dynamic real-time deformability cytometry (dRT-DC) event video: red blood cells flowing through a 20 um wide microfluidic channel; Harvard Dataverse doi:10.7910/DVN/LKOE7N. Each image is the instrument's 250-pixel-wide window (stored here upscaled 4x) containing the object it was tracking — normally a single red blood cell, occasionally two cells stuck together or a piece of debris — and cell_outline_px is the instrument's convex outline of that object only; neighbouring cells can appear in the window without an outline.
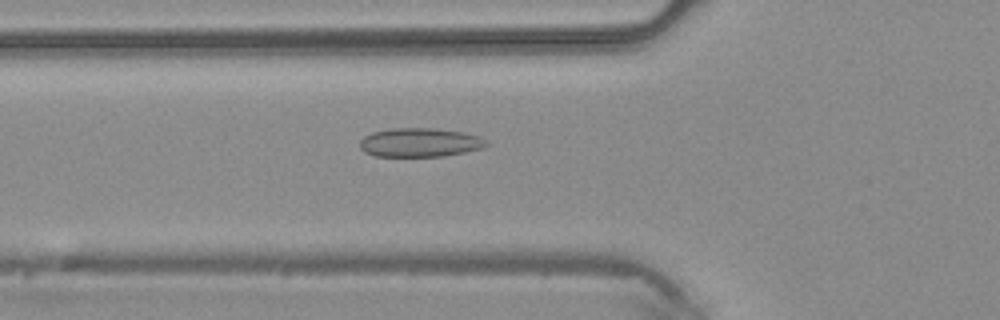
{"species": "common noctule bat (a hibernating species)", "species_latin": "Nyctalus noctula", "temperature_condition": "warm", "stored_images_in_passage": 36, "camera_frame_rate_fps": 3000, "um_per_image_px": 0.085, "animal": {"sex": "male", "body_mass_g": 20.4}, "frame": {"image": 1, "passage_image": 7, "time_ms": 2.0, "image_size_px": [1000, 320], "cell_outline_px": [[488, 144], [484, 148], [444, 156], [376, 156], [364, 152], [360, 148], [360, 140], [364, 136], [372, 132], [392, 128], [432, 128], [464, 132], [480, 136], [488, 140]], "centroid_in_image_um": [35.71, 12.1], "position_along_channel_um": 90.1, "area_um2": 21.44}}
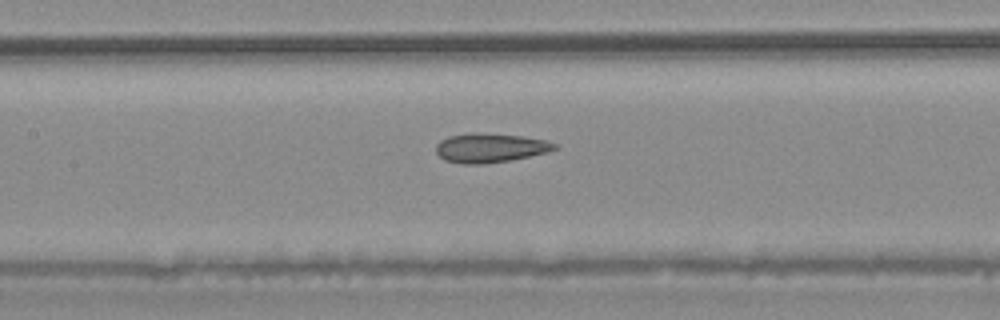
{"frame": {"image": 2, "passage_image": 12, "time_ms": 3.667, "image_size_px": [1000, 320], "cell_outline_px": [[560, 148], [548, 152], [512, 160], [484, 164], [464, 164], [444, 160], [436, 152], [436, 144], [440, 140], [448, 136], [520, 136], [544, 140], [556, 144]], "centroid_in_image_um": [41.7, 12.64], "position_along_channel_um": 165.7, "area_um2": 19.19}}
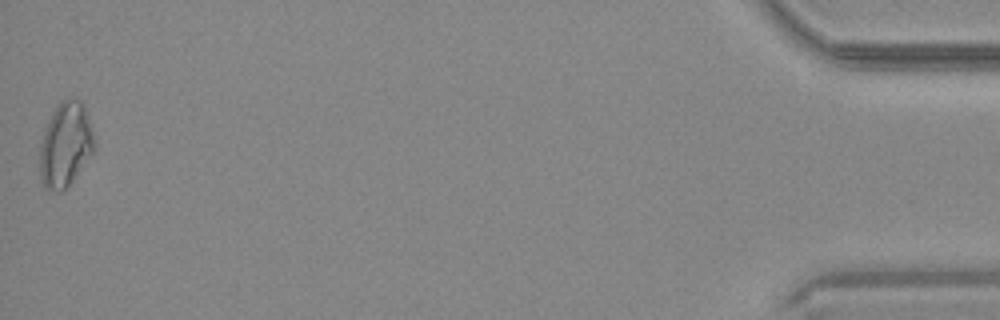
{"frame": {"image": 3, "passage_image": 36, "time_ms": 11.667, "image_size_px": [1000, 320], "cell_outline_px": [[96, 148], [72, 180], [60, 192], [56, 192], [44, 188], [40, 180], [40, 144], [44, 128], [56, 104], [60, 100], [68, 96], [80, 100], [84, 104], [96, 140]], "centroid_in_image_um": [5.56, 12.24], "position_along_channel_um": 429.6, "area_um2": 27.28}}